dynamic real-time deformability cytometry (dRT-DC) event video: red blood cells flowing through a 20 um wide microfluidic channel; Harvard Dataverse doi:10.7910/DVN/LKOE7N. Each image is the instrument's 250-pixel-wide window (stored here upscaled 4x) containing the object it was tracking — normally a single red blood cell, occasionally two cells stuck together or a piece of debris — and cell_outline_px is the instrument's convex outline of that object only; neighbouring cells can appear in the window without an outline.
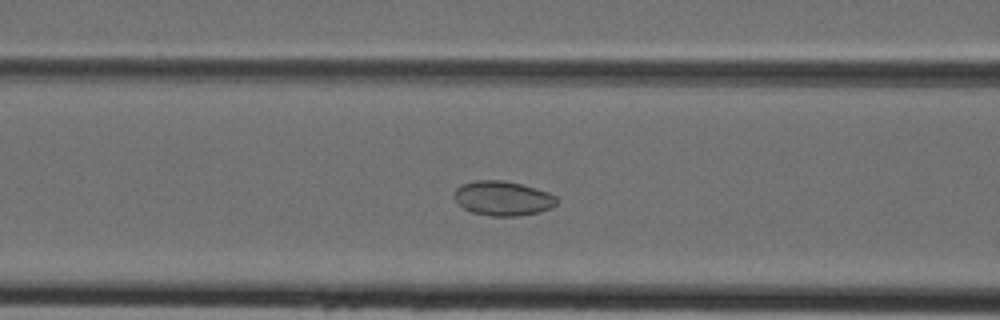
{"species": "Egyptian fruit bat (a non-hibernating species)", "species_latin": "Rousettus aegyptiacus", "temperature_condition": "cold", "stored_images_in_passage": 43, "camera_frame_rate_fps": 3000, "um_per_image_px": 0.085, "animal": {"sex": "female"}, "frame": {"image": 1, "passage_image": 16, "time_ms": 5.0, "image_size_px": [1000, 320], "cell_outline_px": [[556, 204], [552, 208], [540, 212], [520, 216], [492, 216], [472, 212], [464, 208], [452, 196], [452, 192], [460, 184], [476, 180], [504, 180], [536, 188], [548, 192], [556, 196]], "centroid_in_image_um": [42.72, 16.85], "position_along_channel_um": 123.9, "area_um2": 20.81}}
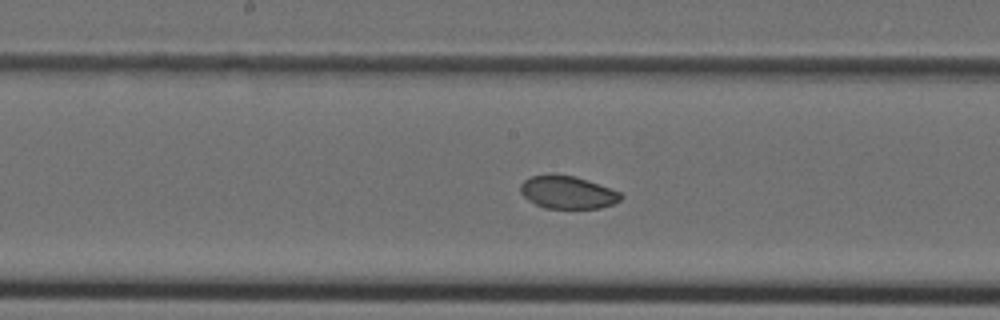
{"frame": {"image": 2, "passage_image": 21, "time_ms": 6.667, "image_size_px": [1000, 320], "cell_outline_px": [[624, 196], [620, 200], [612, 204], [600, 208], [544, 208], [528, 200], [520, 192], [520, 184], [524, 180], [532, 176], [576, 176], [620, 192]], "centroid_in_image_um": [48.25, 16.37], "position_along_channel_um": 200.0, "area_um2": 18.73}}
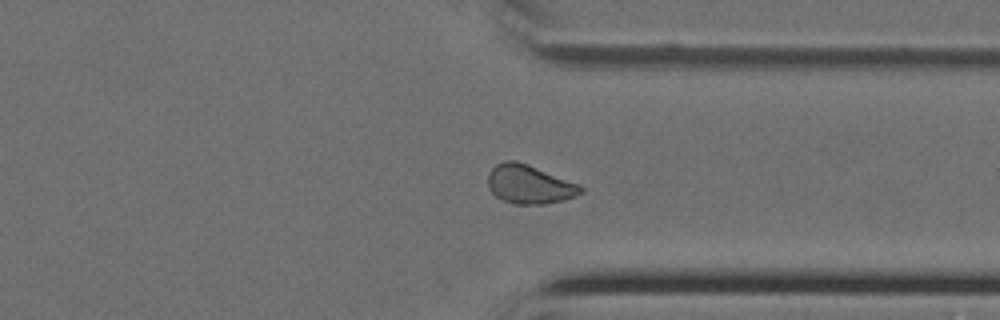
{"frame": {"image": 3, "passage_image": 32, "time_ms": 10.333, "image_size_px": [1000, 320], "cell_outline_px": [[584, 192], [576, 196], [564, 200], [544, 204], [512, 204], [496, 196], [488, 188], [488, 172], [496, 164], [504, 160], [516, 160], [528, 164], [580, 184], [584, 188]], "centroid_in_image_um": [45.01, 15.66], "position_along_channel_um": 366.4, "area_um2": 21.21}}